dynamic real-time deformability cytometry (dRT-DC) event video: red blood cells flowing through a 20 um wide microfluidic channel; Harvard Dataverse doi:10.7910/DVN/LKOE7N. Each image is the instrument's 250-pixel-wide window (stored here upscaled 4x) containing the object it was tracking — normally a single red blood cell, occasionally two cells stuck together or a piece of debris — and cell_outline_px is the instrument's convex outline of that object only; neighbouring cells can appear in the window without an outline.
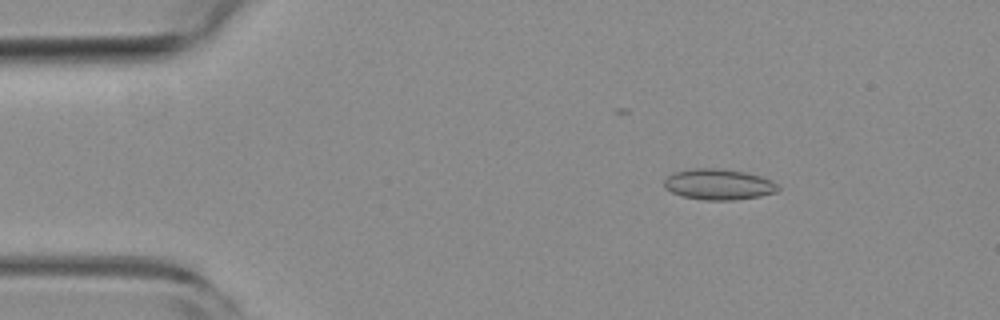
{"species": "common noctule bat (a hibernating species)", "species_latin": "Nyctalus noctula", "temperature_condition": "room temperature", "stored_images_in_passage": 54, "camera_frame_rate_fps": 3000, "um_per_image_px": 0.085, "animal": {"sex": "female", "body_mass_g": 19.3, "forearm_length_mm": 54.1}, "frame": {"image": 1, "passage_image": 8, "time_ms": 2.333, "image_size_px": [1000, 320], "cell_outline_px": [[780, 188], [776, 192], [760, 196], [732, 200], [704, 200], [680, 196], [664, 188], [664, 180], [672, 172], [688, 168], [720, 168], [744, 172], [760, 176], [772, 180]], "centroid_in_image_um": [61.04, 15.66], "position_along_channel_um": 24.0, "area_um2": 20.63}}
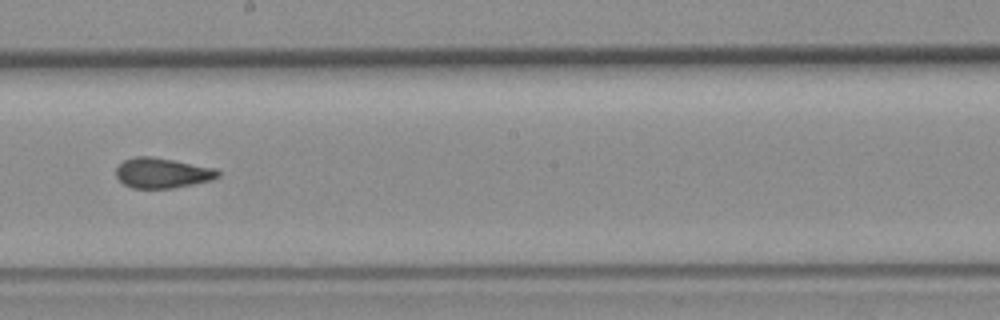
{"frame": {"image": 2, "passage_image": 30, "time_ms": 9.667, "image_size_px": [1000, 320], "cell_outline_px": [[220, 176], [212, 180], [172, 188], [132, 188], [124, 184], [116, 176], [116, 168], [124, 160], [132, 156], [152, 156], [216, 168], [220, 172]], "centroid_in_image_um": [13.79, 14.69], "position_along_channel_um": 234.4, "area_um2": 17.98}}
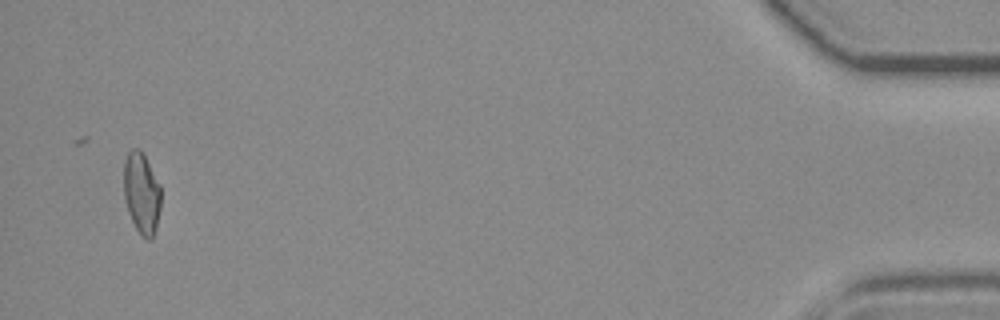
{"frame": {"image": 3, "passage_image": 52, "time_ms": 17.0, "image_size_px": [1000, 320], "cell_outline_px": [[160, 208], [156, 228], [152, 240], [148, 240], [140, 236], [128, 212], [124, 196], [124, 160], [128, 152], [132, 148], [140, 148], [160, 184]], "centroid_in_image_um": [12.03, 16.43], "position_along_channel_um": 423.2, "area_um2": 17.69}, "authors_computed_cell_mechanics": {"area_um2": 18.1781, "velocity_mm_per_s": 3.798, "shape_relaxation_time_tau1_ms": null, "shape_relaxation_time_tau2_ms": 1.0367, "deformation_change_tau1": null, "deformation_change_tau2": 0.079}}